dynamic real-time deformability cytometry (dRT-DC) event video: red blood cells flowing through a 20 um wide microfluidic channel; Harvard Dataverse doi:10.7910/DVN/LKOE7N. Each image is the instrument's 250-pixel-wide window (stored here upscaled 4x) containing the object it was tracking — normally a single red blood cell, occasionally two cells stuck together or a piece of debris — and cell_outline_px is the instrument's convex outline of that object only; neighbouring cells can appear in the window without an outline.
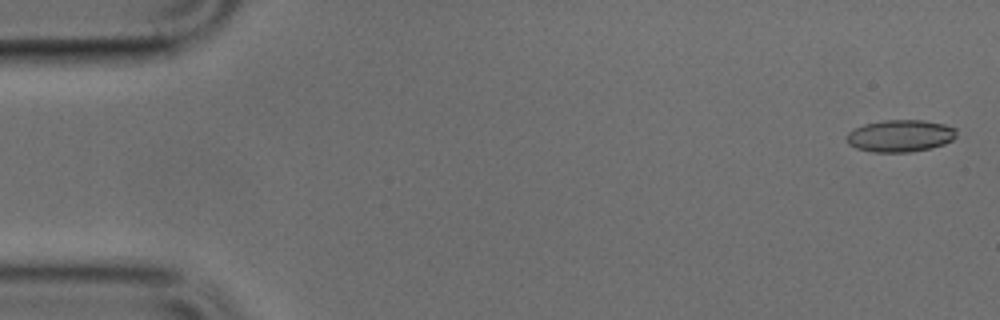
{"species": "common noctule bat (a hibernating species)", "species_latin": "Nyctalus noctula", "temperature_condition": "cold", "stored_images_in_passage": 50, "camera_frame_rate_fps": 3000, "um_per_image_px": 0.085, "animal": {"sex": "male", "body_mass_g": 17.9, "forearm_length_mm": 54.2}, "frame": {"image": 1, "passage_image": 2, "time_ms": 0.333, "image_size_px": [1000, 320], "cell_outline_px": [[956, 136], [952, 140], [944, 144], [928, 148], [908, 152], [872, 152], [856, 148], [848, 144], [844, 136], [848, 132], [864, 124], [884, 120], [924, 120], [944, 124], [956, 128]], "centroid_in_image_um": [76.49, 11.54], "position_along_channel_um": 8.5, "area_um2": 20.58}}
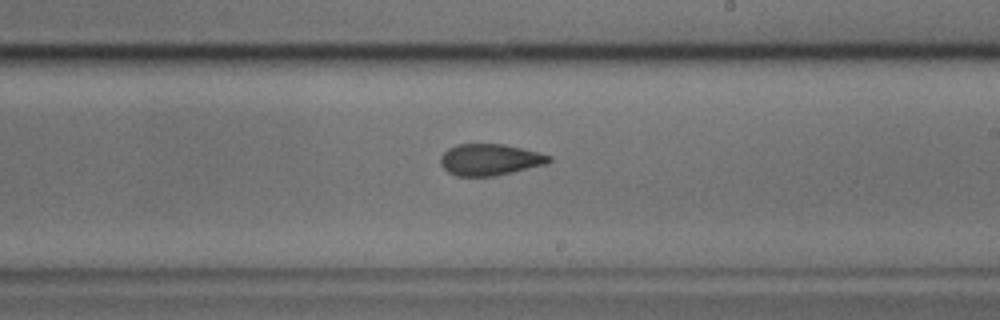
{"frame": {"image": 2, "passage_image": 29, "time_ms": 9.333, "image_size_px": [1000, 320], "cell_outline_px": [[552, 160], [548, 164], [496, 176], [456, 176], [448, 172], [440, 164], [440, 156], [448, 148], [456, 144], [504, 144], [552, 156]], "centroid_in_image_um": [41.63, 13.58], "position_along_channel_um": 247.4, "area_um2": 20.0}}
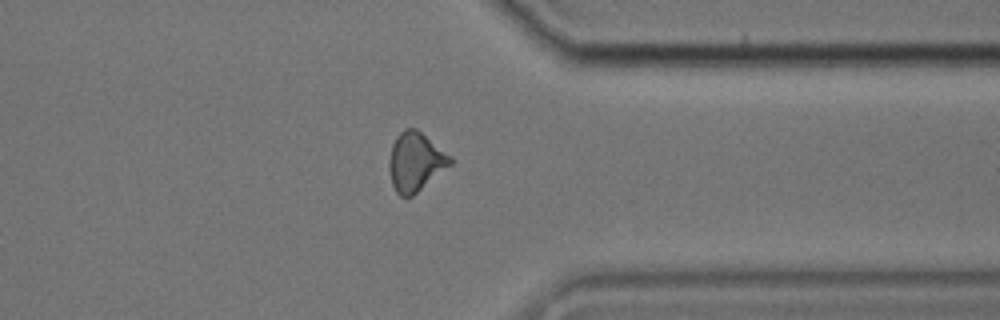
{"frame": {"image": 3, "passage_image": 39, "time_ms": 12.667, "image_size_px": [1000, 320], "cell_outline_px": [[452, 164], [412, 196], [400, 196], [396, 192], [392, 184], [388, 168], [388, 164], [392, 144], [396, 136], [404, 128], [416, 128], [452, 156]], "centroid_in_image_um": [35.31, 13.74], "position_along_channel_um": 376.1, "area_um2": 20.98}}